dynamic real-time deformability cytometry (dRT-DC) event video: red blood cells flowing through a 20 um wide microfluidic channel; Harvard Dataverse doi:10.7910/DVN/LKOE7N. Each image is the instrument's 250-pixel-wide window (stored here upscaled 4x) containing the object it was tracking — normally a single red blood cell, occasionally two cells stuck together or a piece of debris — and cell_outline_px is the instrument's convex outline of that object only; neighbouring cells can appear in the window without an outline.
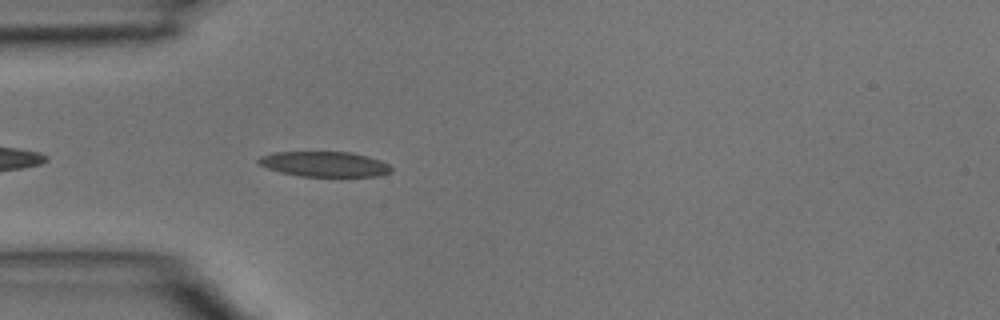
{"species": "common noctule bat (a hibernating species)", "species_latin": "Nyctalus noctula", "temperature_condition": "room temperature", "stored_images_in_passage": 6, "camera_frame_rate_fps": 3000, "um_per_image_px": 0.085, "animal": {"sex": "male", "body_mass_g": 15.6}, "frame": {"image": 1, "passage_image": 3, "time_ms": 0.667, "image_size_px": [1000, 320], "cell_outline_px": [[392, 172], [380, 176], [300, 176], [280, 172], [268, 168], [260, 164], [256, 160], [260, 156], [272, 152], [348, 152], [368, 156], [380, 160], [388, 164], [392, 168]], "centroid_in_image_um": [27.59, 13.95], "position_along_channel_um": 57.4, "area_um2": 19.48}}